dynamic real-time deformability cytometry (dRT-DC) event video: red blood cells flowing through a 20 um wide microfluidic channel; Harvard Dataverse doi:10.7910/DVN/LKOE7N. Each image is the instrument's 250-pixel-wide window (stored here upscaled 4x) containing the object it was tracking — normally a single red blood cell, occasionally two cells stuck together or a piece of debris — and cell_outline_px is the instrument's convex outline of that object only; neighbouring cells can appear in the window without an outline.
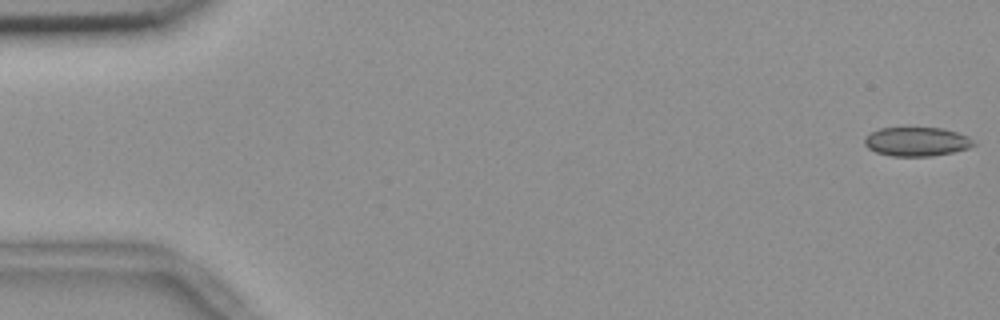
{"species": "common noctule bat (a hibernating species)", "species_latin": "Nyctalus noctula", "temperature_condition": "room temperature", "stored_images_in_passage": 9, "camera_frame_rate_fps": 3000, "um_per_image_px": 0.085, "animal": {"sex": "female", "body_mass_g": 18.4}, "frame": {"image": 1, "passage_image": 1, "time_ms": 0.0, "image_size_px": [1000, 320], "cell_outline_px": [[976, 144], [968, 148], [952, 152], [932, 156], [892, 156], [876, 152], [868, 148], [864, 144], [864, 136], [880, 128], [940, 128], [956, 132], [968, 136]], "centroid_in_image_um": [77.89, 12.04], "position_along_channel_um": 7.1, "area_um2": 18.32}}
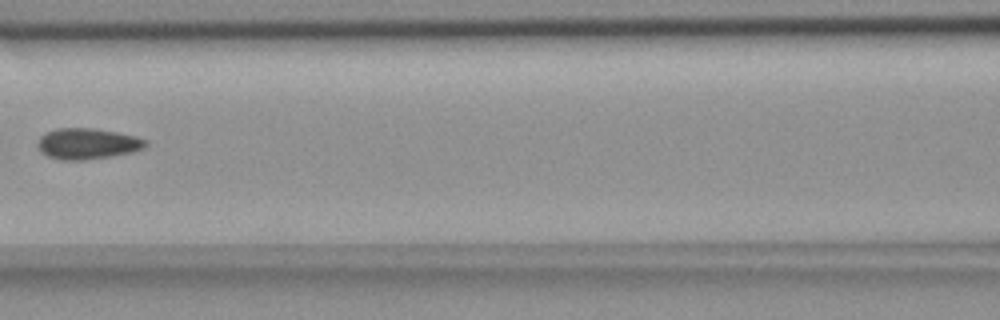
{"frame": {"image": 2, "passage_image": 8, "time_ms": 2.333, "image_size_px": [1000, 320], "cell_outline_px": [[148, 144], [144, 148], [132, 152], [112, 156], [84, 160], [60, 160], [48, 156], [40, 152], [36, 144], [40, 136], [56, 128], [92, 128], [116, 132], [136, 136], [148, 140]], "centroid_in_image_um": [7.43, 12.22], "position_along_channel_um": 159.2, "area_um2": 19.59}}
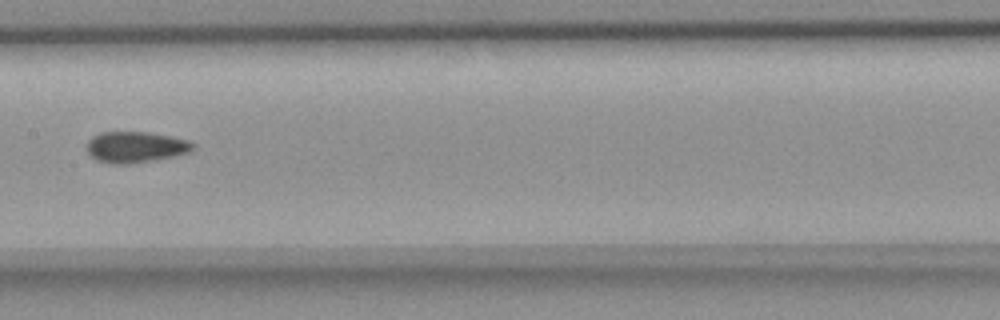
{"frame": {"image": 3, "passage_image": 9, "time_ms": 2.667, "image_size_px": [1000, 320], "cell_outline_px": [[196, 148], [188, 152], [156, 160], [132, 164], [108, 164], [96, 160], [84, 148], [88, 140], [92, 136], [100, 132], [148, 132], [188, 140], [196, 144]], "centroid_in_image_um": [11.48, 12.51], "position_along_channel_um": 195.9, "area_um2": 19.48}}